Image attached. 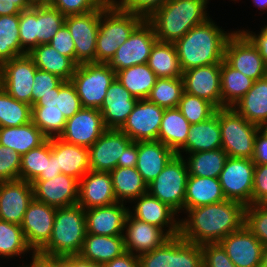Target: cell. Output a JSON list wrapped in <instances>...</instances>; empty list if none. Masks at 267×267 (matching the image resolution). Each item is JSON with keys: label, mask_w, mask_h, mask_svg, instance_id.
Here are the masks:
<instances>
[{"label": "cell", "mask_w": 267, "mask_h": 267, "mask_svg": "<svg viewBox=\"0 0 267 267\" xmlns=\"http://www.w3.org/2000/svg\"><path fill=\"white\" fill-rule=\"evenodd\" d=\"M245 208L241 202L226 199L188 209L187 218L180 220L179 235L185 241L198 245L219 243L244 226Z\"/></svg>", "instance_id": "obj_1"}, {"label": "cell", "mask_w": 267, "mask_h": 267, "mask_svg": "<svg viewBox=\"0 0 267 267\" xmlns=\"http://www.w3.org/2000/svg\"><path fill=\"white\" fill-rule=\"evenodd\" d=\"M211 19L194 26L174 42L183 72L200 66L221 63L224 60L225 46L233 32L226 33Z\"/></svg>", "instance_id": "obj_2"}, {"label": "cell", "mask_w": 267, "mask_h": 267, "mask_svg": "<svg viewBox=\"0 0 267 267\" xmlns=\"http://www.w3.org/2000/svg\"><path fill=\"white\" fill-rule=\"evenodd\" d=\"M208 0H169L148 19L159 41L174 43L191 28L207 21Z\"/></svg>", "instance_id": "obj_3"}, {"label": "cell", "mask_w": 267, "mask_h": 267, "mask_svg": "<svg viewBox=\"0 0 267 267\" xmlns=\"http://www.w3.org/2000/svg\"><path fill=\"white\" fill-rule=\"evenodd\" d=\"M86 234L85 210L79 204L56 208L51 237L36 256H78Z\"/></svg>", "instance_id": "obj_4"}, {"label": "cell", "mask_w": 267, "mask_h": 267, "mask_svg": "<svg viewBox=\"0 0 267 267\" xmlns=\"http://www.w3.org/2000/svg\"><path fill=\"white\" fill-rule=\"evenodd\" d=\"M145 19L120 8L113 0L102 5L97 32L95 62L107 63L119 46Z\"/></svg>", "instance_id": "obj_5"}, {"label": "cell", "mask_w": 267, "mask_h": 267, "mask_svg": "<svg viewBox=\"0 0 267 267\" xmlns=\"http://www.w3.org/2000/svg\"><path fill=\"white\" fill-rule=\"evenodd\" d=\"M66 16L47 6H33L19 14V39L21 48L28 54L39 44H47L65 24Z\"/></svg>", "instance_id": "obj_6"}, {"label": "cell", "mask_w": 267, "mask_h": 267, "mask_svg": "<svg viewBox=\"0 0 267 267\" xmlns=\"http://www.w3.org/2000/svg\"><path fill=\"white\" fill-rule=\"evenodd\" d=\"M221 148L228 157L252 159L259 126L245 120L234 108H219Z\"/></svg>", "instance_id": "obj_7"}, {"label": "cell", "mask_w": 267, "mask_h": 267, "mask_svg": "<svg viewBox=\"0 0 267 267\" xmlns=\"http://www.w3.org/2000/svg\"><path fill=\"white\" fill-rule=\"evenodd\" d=\"M115 78L116 72L107 63L91 62L77 65L71 82L83 108L100 109Z\"/></svg>", "instance_id": "obj_8"}, {"label": "cell", "mask_w": 267, "mask_h": 267, "mask_svg": "<svg viewBox=\"0 0 267 267\" xmlns=\"http://www.w3.org/2000/svg\"><path fill=\"white\" fill-rule=\"evenodd\" d=\"M138 257L140 267H203L201 245L187 242L180 235Z\"/></svg>", "instance_id": "obj_9"}, {"label": "cell", "mask_w": 267, "mask_h": 267, "mask_svg": "<svg viewBox=\"0 0 267 267\" xmlns=\"http://www.w3.org/2000/svg\"><path fill=\"white\" fill-rule=\"evenodd\" d=\"M189 173L183 156L175 155L148 185V193L168 204L177 213L183 210ZM181 210V211H180Z\"/></svg>", "instance_id": "obj_10"}, {"label": "cell", "mask_w": 267, "mask_h": 267, "mask_svg": "<svg viewBox=\"0 0 267 267\" xmlns=\"http://www.w3.org/2000/svg\"><path fill=\"white\" fill-rule=\"evenodd\" d=\"M224 60L254 81L267 76V64L257 47L241 31H233L225 46Z\"/></svg>", "instance_id": "obj_11"}, {"label": "cell", "mask_w": 267, "mask_h": 267, "mask_svg": "<svg viewBox=\"0 0 267 267\" xmlns=\"http://www.w3.org/2000/svg\"><path fill=\"white\" fill-rule=\"evenodd\" d=\"M255 164L249 158L228 157L218 179L225 198L252 204L253 178Z\"/></svg>", "instance_id": "obj_12"}, {"label": "cell", "mask_w": 267, "mask_h": 267, "mask_svg": "<svg viewBox=\"0 0 267 267\" xmlns=\"http://www.w3.org/2000/svg\"><path fill=\"white\" fill-rule=\"evenodd\" d=\"M37 69L28 54L8 60L0 65V87L17 101L32 106L33 83Z\"/></svg>", "instance_id": "obj_13"}, {"label": "cell", "mask_w": 267, "mask_h": 267, "mask_svg": "<svg viewBox=\"0 0 267 267\" xmlns=\"http://www.w3.org/2000/svg\"><path fill=\"white\" fill-rule=\"evenodd\" d=\"M157 40L153 26L144 20L130 37L117 48L115 55L108 60V66L117 72L131 66L147 63L152 47Z\"/></svg>", "instance_id": "obj_14"}, {"label": "cell", "mask_w": 267, "mask_h": 267, "mask_svg": "<svg viewBox=\"0 0 267 267\" xmlns=\"http://www.w3.org/2000/svg\"><path fill=\"white\" fill-rule=\"evenodd\" d=\"M101 13L102 6L85 14L68 15L65 18V25L75 44L76 65L95 62Z\"/></svg>", "instance_id": "obj_15"}, {"label": "cell", "mask_w": 267, "mask_h": 267, "mask_svg": "<svg viewBox=\"0 0 267 267\" xmlns=\"http://www.w3.org/2000/svg\"><path fill=\"white\" fill-rule=\"evenodd\" d=\"M132 140L120 129H107L100 138L89 147L90 170L111 172L122 167V155Z\"/></svg>", "instance_id": "obj_16"}, {"label": "cell", "mask_w": 267, "mask_h": 267, "mask_svg": "<svg viewBox=\"0 0 267 267\" xmlns=\"http://www.w3.org/2000/svg\"><path fill=\"white\" fill-rule=\"evenodd\" d=\"M56 208L35 198L25 211L21 224L27 244L32 249V259L48 243L53 229Z\"/></svg>", "instance_id": "obj_17"}, {"label": "cell", "mask_w": 267, "mask_h": 267, "mask_svg": "<svg viewBox=\"0 0 267 267\" xmlns=\"http://www.w3.org/2000/svg\"><path fill=\"white\" fill-rule=\"evenodd\" d=\"M164 111L148 99L138 100L120 130L132 141H158Z\"/></svg>", "instance_id": "obj_18"}, {"label": "cell", "mask_w": 267, "mask_h": 267, "mask_svg": "<svg viewBox=\"0 0 267 267\" xmlns=\"http://www.w3.org/2000/svg\"><path fill=\"white\" fill-rule=\"evenodd\" d=\"M106 130L99 109L82 108L73 117L67 119L64 131L59 138L67 143L89 148Z\"/></svg>", "instance_id": "obj_19"}, {"label": "cell", "mask_w": 267, "mask_h": 267, "mask_svg": "<svg viewBox=\"0 0 267 267\" xmlns=\"http://www.w3.org/2000/svg\"><path fill=\"white\" fill-rule=\"evenodd\" d=\"M221 63L200 66L182 73L184 92L206 99L221 108Z\"/></svg>", "instance_id": "obj_20"}, {"label": "cell", "mask_w": 267, "mask_h": 267, "mask_svg": "<svg viewBox=\"0 0 267 267\" xmlns=\"http://www.w3.org/2000/svg\"><path fill=\"white\" fill-rule=\"evenodd\" d=\"M219 243L236 267H261L264 245L245 225Z\"/></svg>", "instance_id": "obj_21"}, {"label": "cell", "mask_w": 267, "mask_h": 267, "mask_svg": "<svg viewBox=\"0 0 267 267\" xmlns=\"http://www.w3.org/2000/svg\"><path fill=\"white\" fill-rule=\"evenodd\" d=\"M33 199L31 182L20 179L0 182V220L21 225Z\"/></svg>", "instance_id": "obj_22"}, {"label": "cell", "mask_w": 267, "mask_h": 267, "mask_svg": "<svg viewBox=\"0 0 267 267\" xmlns=\"http://www.w3.org/2000/svg\"><path fill=\"white\" fill-rule=\"evenodd\" d=\"M124 230H126L123 234L125 249L137 256L162 246L171 238L162 228L140 221L129 213Z\"/></svg>", "instance_id": "obj_23"}, {"label": "cell", "mask_w": 267, "mask_h": 267, "mask_svg": "<svg viewBox=\"0 0 267 267\" xmlns=\"http://www.w3.org/2000/svg\"><path fill=\"white\" fill-rule=\"evenodd\" d=\"M34 198L55 208L77 204L79 181L71 176L59 174L56 178L45 181H33Z\"/></svg>", "instance_id": "obj_24"}, {"label": "cell", "mask_w": 267, "mask_h": 267, "mask_svg": "<svg viewBox=\"0 0 267 267\" xmlns=\"http://www.w3.org/2000/svg\"><path fill=\"white\" fill-rule=\"evenodd\" d=\"M136 205L129 214L134 218L162 228L170 237L178 236L180 233V220L175 219L178 214L168 204L161 202L148 192L133 200ZM134 212V213H133ZM166 226V227H165ZM168 227V230L166 229ZM165 228V229H164Z\"/></svg>", "instance_id": "obj_25"}, {"label": "cell", "mask_w": 267, "mask_h": 267, "mask_svg": "<svg viewBox=\"0 0 267 267\" xmlns=\"http://www.w3.org/2000/svg\"><path fill=\"white\" fill-rule=\"evenodd\" d=\"M118 202L110 172L89 170L79 181L78 202L84 210Z\"/></svg>", "instance_id": "obj_26"}, {"label": "cell", "mask_w": 267, "mask_h": 267, "mask_svg": "<svg viewBox=\"0 0 267 267\" xmlns=\"http://www.w3.org/2000/svg\"><path fill=\"white\" fill-rule=\"evenodd\" d=\"M128 213L129 208L121 202L85 210L87 234L123 236Z\"/></svg>", "instance_id": "obj_27"}, {"label": "cell", "mask_w": 267, "mask_h": 267, "mask_svg": "<svg viewBox=\"0 0 267 267\" xmlns=\"http://www.w3.org/2000/svg\"><path fill=\"white\" fill-rule=\"evenodd\" d=\"M138 99L135 98L117 78L107 89L106 97L99 111L107 129H120L133 111Z\"/></svg>", "instance_id": "obj_28"}, {"label": "cell", "mask_w": 267, "mask_h": 267, "mask_svg": "<svg viewBox=\"0 0 267 267\" xmlns=\"http://www.w3.org/2000/svg\"><path fill=\"white\" fill-rule=\"evenodd\" d=\"M176 153L160 141H138L136 169L149 185Z\"/></svg>", "instance_id": "obj_29"}, {"label": "cell", "mask_w": 267, "mask_h": 267, "mask_svg": "<svg viewBox=\"0 0 267 267\" xmlns=\"http://www.w3.org/2000/svg\"><path fill=\"white\" fill-rule=\"evenodd\" d=\"M221 144L219 109H217L208 120L190 126L186 143L176 152V155L183 156L182 151L191 154L215 150L221 148Z\"/></svg>", "instance_id": "obj_30"}, {"label": "cell", "mask_w": 267, "mask_h": 267, "mask_svg": "<svg viewBox=\"0 0 267 267\" xmlns=\"http://www.w3.org/2000/svg\"><path fill=\"white\" fill-rule=\"evenodd\" d=\"M55 160L58 171L78 181L90 170L89 148L70 144L55 137Z\"/></svg>", "instance_id": "obj_31"}, {"label": "cell", "mask_w": 267, "mask_h": 267, "mask_svg": "<svg viewBox=\"0 0 267 267\" xmlns=\"http://www.w3.org/2000/svg\"><path fill=\"white\" fill-rule=\"evenodd\" d=\"M126 252L124 236L86 234L79 257L104 265Z\"/></svg>", "instance_id": "obj_32"}, {"label": "cell", "mask_w": 267, "mask_h": 267, "mask_svg": "<svg viewBox=\"0 0 267 267\" xmlns=\"http://www.w3.org/2000/svg\"><path fill=\"white\" fill-rule=\"evenodd\" d=\"M226 200L218 178L188 176L184 211Z\"/></svg>", "instance_id": "obj_33"}, {"label": "cell", "mask_w": 267, "mask_h": 267, "mask_svg": "<svg viewBox=\"0 0 267 267\" xmlns=\"http://www.w3.org/2000/svg\"><path fill=\"white\" fill-rule=\"evenodd\" d=\"M28 55L38 69L55 74L64 81H71L77 65L69 57L60 54L49 43L39 44Z\"/></svg>", "instance_id": "obj_34"}, {"label": "cell", "mask_w": 267, "mask_h": 267, "mask_svg": "<svg viewBox=\"0 0 267 267\" xmlns=\"http://www.w3.org/2000/svg\"><path fill=\"white\" fill-rule=\"evenodd\" d=\"M245 120L260 126L267 120V76L254 81L251 89L233 106Z\"/></svg>", "instance_id": "obj_35"}, {"label": "cell", "mask_w": 267, "mask_h": 267, "mask_svg": "<svg viewBox=\"0 0 267 267\" xmlns=\"http://www.w3.org/2000/svg\"><path fill=\"white\" fill-rule=\"evenodd\" d=\"M47 139L32 121L19 127H0V145L16 151L21 156L39 147Z\"/></svg>", "instance_id": "obj_36"}, {"label": "cell", "mask_w": 267, "mask_h": 267, "mask_svg": "<svg viewBox=\"0 0 267 267\" xmlns=\"http://www.w3.org/2000/svg\"><path fill=\"white\" fill-rule=\"evenodd\" d=\"M220 84L221 108L233 107L251 89L254 80L223 60L221 62Z\"/></svg>", "instance_id": "obj_37"}, {"label": "cell", "mask_w": 267, "mask_h": 267, "mask_svg": "<svg viewBox=\"0 0 267 267\" xmlns=\"http://www.w3.org/2000/svg\"><path fill=\"white\" fill-rule=\"evenodd\" d=\"M191 124L178 108L165 109L159 128L158 141L175 153L186 143Z\"/></svg>", "instance_id": "obj_38"}, {"label": "cell", "mask_w": 267, "mask_h": 267, "mask_svg": "<svg viewBox=\"0 0 267 267\" xmlns=\"http://www.w3.org/2000/svg\"><path fill=\"white\" fill-rule=\"evenodd\" d=\"M113 190L118 202L127 203L147 193L148 185L136 167H116L111 172ZM125 200V201H124Z\"/></svg>", "instance_id": "obj_39"}, {"label": "cell", "mask_w": 267, "mask_h": 267, "mask_svg": "<svg viewBox=\"0 0 267 267\" xmlns=\"http://www.w3.org/2000/svg\"><path fill=\"white\" fill-rule=\"evenodd\" d=\"M147 65L157 78L182 77L178 55L174 43L157 40L152 47Z\"/></svg>", "instance_id": "obj_40"}, {"label": "cell", "mask_w": 267, "mask_h": 267, "mask_svg": "<svg viewBox=\"0 0 267 267\" xmlns=\"http://www.w3.org/2000/svg\"><path fill=\"white\" fill-rule=\"evenodd\" d=\"M116 78L138 100L147 99L157 79L147 63L117 71Z\"/></svg>", "instance_id": "obj_41"}, {"label": "cell", "mask_w": 267, "mask_h": 267, "mask_svg": "<svg viewBox=\"0 0 267 267\" xmlns=\"http://www.w3.org/2000/svg\"><path fill=\"white\" fill-rule=\"evenodd\" d=\"M227 158V153L222 148H218L210 151L191 153L188 159L184 158V160L189 176L218 178Z\"/></svg>", "instance_id": "obj_42"}, {"label": "cell", "mask_w": 267, "mask_h": 267, "mask_svg": "<svg viewBox=\"0 0 267 267\" xmlns=\"http://www.w3.org/2000/svg\"><path fill=\"white\" fill-rule=\"evenodd\" d=\"M25 54L19 39V14L0 16V65Z\"/></svg>", "instance_id": "obj_43"}, {"label": "cell", "mask_w": 267, "mask_h": 267, "mask_svg": "<svg viewBox=\"0 0 267 267\" xmlns=\"http://www.w3.org/2000/svg\"><path fill=\"white\" fill-rule=\"evenodd\" d=\"M32 106L17 101L0 87V127H19L31 121Z\"/></svg>", "instance_id": "obj_44"}, {"label": "cell", "mask_w": 267, "mask_h": 267, "mask_svg": "<svg viewBox=\"0 0 267 267\" xmlns=\"http://www.w3.org/2000/svg\"><path fill=\"white\" fill-rule=\"evenodd\" d=\"M184 92L182 77L157 78L147 99L165 109L178 108Z\"/></svg>", "instance_id": "obj_45"}, {"label": "cell", "mask_w": 267, "mask_h": 267, "mask_svg": "<svg viewBox=\"0 0 267 267\" xmlns=\"http://www.w3.org/2000/svg\"><path fill=\"white\" fill-rule=\"evenodd\" d=\"M50 159V139L39 147L22 155L20 180L33 182L38 176H46L47 161Z\"/></svg>", "instance_id": "obj_46"}, {"label": "cell", "mask_w": 267, "mask_h": 267, "mask_svg": "<svg viewBox=\"0 0 267 267\" xmlns=\"http://www.w3.org/2000/svg\"><path fill=\"white\" fill-rule=\"evenodd\" d=\"M32 251L27 244L21 225L0 220V256L12 258Z\"/></svg>", "instance_id": "obj_47"}, {"label": "cell", "mask_w": 267, "mask_h": 267, "mask_svg": "<svg viewBox=\"0 0 267 267\" xmlns=\"http://www.w3.org/2000/svg\"><path fill=\"white\" fill-rule=\"evenodd\" d=\"M178 109L185 119L192 125L208 120L217 108L206 99L183 92Z\"/></svg>", "instance_id": "obj_48"}, {"label": "cell", "mask_w": 267, "mask_h": 267, "mask_svg": "<svg viewBox=\"0 0 267 267\" xmlns=\"http://www.w3.org/2000/svg\"><path fill=\"white\" fill-rule=\"evenodd\" d=\"M31 121L50 139L63 133L67 119L61 111L32 110Z\"/></svg>", "instance_id": "obj_49"}, {"label": "cell", "mask_w": 267, "mask_h": 267, "mask_svg": "<svg viewBox=\"0 0 267 267\" xmlns=\"http://www.w3.org/2000/svg\"><path fill=\"white\" fill-rule=\"evenodd\" d=\"M244 225L264 245L267 246V205L250 204L245 208Z\"/></svg>", "instance_id": "obj_50"}, {"label": "cell", "mask_w": 267, "mask_h": 267, "mask_svg": "<svg viewBox=\"0 0 267 267\" xmlns=\"http://www.w3.org/2000/svg\"><path fill=\"white\" fill-rule=\"evenodd\" d=\"M21 158L16 151L0 145V182L20 179Z\"/></svg>", "instance_id": "obj_51"}, {"label": "cell", "mask_w": 267, "mask_h": 267, "mask_svg": "<svg viewBox=\"0 0 267 267\" xmlns=\"http://www.w3.org/2000/svg\"><path fill=\"white\" fill-rule=\"evenodd\" d=\"M59 111L66 119L73 117L81 110V100L77 94L76 88L71 81H62L59 84Z\"/></svg>", "instance_id": "obj_52"}, {"label": "cell", "mask_w": 267, "mask_h": 267, "mask_svg": "<svg viewBox=\"0 0 267 267\" xmlns=\"http://www.w3.org/2000/svg\"><path fill=\"white\" fill-rule=\"evenodd\" d=\"M63 81L59 76L37 69L34 76L32 106L44 95L59 92V84Z\"/></svg>", "instance_id": "obj_53"}, {"label": "cell", "mask_w": 267, "mask_h": 267, "mask_svg": "<svg viewBox=\"0 0 267 267\" xmlns=\"http://www.w3.org/2000/svg\"><path fill=\"white\" fill-rule=\"evenodd\" d=\"M107 0H54L52 7L63 15L85 14L100 8Z\"/></svg>", "instance_id": "obj_54"}, {"label": "cell", "mask_w": 267, "mask_h": 267, "mask_svg": "<svg viewBox=\"0 0 267 267\" xmlns=\"http://www.w3.org/2000/svg\"><path fill=\"white\" fill-rule=\"evenodd\" d=\"M203 267H236L220 243L201 245Z\"/></svg>", "instance_id": "obj_55"}, {"label": "cell", "mask_w": 267, "mask_h": 267, "mask_svg": "<svg viewBox=\"0 0 267 267\" xmlns=\"http://www.w3.org/2000/svg\"><path fill=\"white\" fill-rule=\"evenodd\" d=\"M120 8L135 13L145 20L169 0H113Z\"/></svg>", "instance_id": "obj_56"}, {"label": "cell", "mask_w": 267, "mask_h": 267, "mask_svg": "<svg viewBox=\"0 0 267 267\" xmlns=\"http://www.w3.org/2000/svg\"><path fill=\"white\" fill-rule=\"evenodd\" d=\"M267 203V164L255 165L252 204Z\"/></svg>", "instance_id": "obj_57"}, {"label": "cell", "mask_w": 267, "mask_h": 267, "mask_svg": "<svg viewBox=\"0 0 267 267\" xmlns=\"http://www.w3.org/2000/svg\"><path fill=\"white\" fill-rule=\"evenodd\" d=\"M49 44L60 54L69 57L75 63V44L65 24L57 31Z\"/></svg>", "instance_id": "obj_58"}, {"label": "cell", "mask_w": 267, "mask_h": 267, "mask_svg": "<svg viewBox=\"0 0 267 267\" xmlns=\"http://www.w3.org/2000/svg\"><path fill=\"white\" fill-rule=\"evenodd\" d=\"M252 161L255 165L267 164V136L260 130L255 137Z\"/></svg>", "instance_id": "obj_59"}, {"label": "cell", "mask_w": 267, "mask_h": 267, "mask_svg": "<svg viewBox=\"0 0 267 267\" xmlns=\"http://www.w3.org/2000/svg\"><path fill=\"white\" fill-rule=\"evenodd\" d=\"M257 47L260 55L263 57L265 63L267 64V25L261 28L259 34H253L252 31L241 30ZM251 32V33H250Z\"/></svg>", "instance_id": "obj_60"}, {"label": "cell", "mask_w": 267, "mask_h": 267, "mask_svg": "<svg viewBox=\"0 0 267 267\" xmlns=\"http://www.w3.org/2000/svg\"><path fill=\"white\" fill-rule=\"evenodd\" d=\"M61 174L60 171H58L56 160H55V137L50 138V159L47 161L46 166V176H38L34 181H45V180H51L56 178Z\"/></svg>", "instance_id": "obj_61"}, {"label": "cell", "mask_w": 267, "mask_h": 267, "mask_svg": "<svg viewBox=\"0 0 267 267\" xmlns=\"http://www.w3.org/2000/svg\"><path fill=\"white\" fill-rule=\"evenodd\" d=\"M103 267H140L139 257L126 251L112 261L105 263Z\"/></svg>", "instance_id": "obj_62"}, {"label": "cell", "mask_w": 267, "mask_h": 267, "mask_svg": "<svg viewBox=\"0 0 267 267\" xmlns=\"http://www.w3.org/2000/svg\"><path fill=\"white\" fill-rule=\"evenodd\" d=\"M59 92H51L44 95L33 106L32 110H53L59 111Z\"/></svg>", "instance_id": "obj_63"}, {"label": "cell", "mask_w": 267, "mask_h": 267, "mask_svg": "<svg viewBox=\"0 0 267 267\" xmlns=\"http://www.w3.org/2000/svg\"><path fill=\"white\" fill-rule=\"evenodd\" d=\"M138 160V141H132L122 155V167H136Z\"/></svg>", "instance_id": "obj_64"}, {"label": "cell", "mask_w": 267, "mask_h": 267, "mask_svg": "<svg viewBox=\"0 0 267 267\" xmlns=\"http://www.w3.org/2000/svg\"><path fill=\"white\" fill-rule=\"evenodd\" d=\"M39 258H41L49 267H75V256Z\"/></svg>", "instance_id": "obj_65"}, {"label": "cell", "mask_w": 267, "mask_h": 267, "mask_svg": "<svg viewBox=\"0 0 267 267\" xmlns=\"http://www.w3.org/2000/svg\"><path fill=\"white\" fill-rule=\"evenodd\" d=\"M21 10L11 0H0V16L20 14Z\"/></svg>", "instance_id": "obj_66"}, {"label": "cell", "mask_w": 267, "mask_h": 267, "mask_svg": "<svg viewBox=\"0 0 267 267\" xmlns=\"http://www.w3.org/2000/svg\"><path fill=\"white\" fill-rule=\"evenodd\" d=\"M75 267H103V265L93 263L91 261H86L81 259L79 256H75Z\"/></svg>", "instance_id": "obj_67"}, {"label": "cell", "mask_w": 267, "mask_h": 267, "mask_svg": "<svg viewBox=\"0 0 267 267\" xmlns=\"http://www.w3.org/2000/svg\"><path fill=\"white\" fill-rule=\"evenodd\" d=\"M11 1L21 11L33 7L31 4V0H11Z\"/></svg>", "instance_id": "obj_68"}, {"label": "cell", "mask_w": 267, "mask_h": 267, "mask_svg": "<svg viewBox=\"0 0 267 267\" xmlns=\"http://www.w3.org/2000/svg\"><path fill=\"white\" fill-rule=\"evenodd\" d=\"M26 267H49L41 258L35 257L30 262V265H26Z\"/></svg>", "instance_id": "obj_69"}, {"label": "cell", "mask_w": 267, "mask_h": 267, "mask_svg": "<svg viewBox=\"0 0 267 267\" xmlns=\"http://www.w3.org/2000/svg\"><path fill=\"white\" fill-rule=\"evenodd\" d=\"M54 0H31L32 6H47L52 5Z\"/></svg>", "instance_id": "obj_70"}, {"label": "cell", "mask_w": 267, "mask_h": 267, "mask_svg": "<svg viewBox=\"0 0 267 267\" xmlns=\"http://www.w3.org/2000/svg\"><path fill=\"white\" fill-rule=\"evenodd\" d=\"M254 5L258 7L261 11L267 10V0H252Z\"/></svg>", "instance_id": "obj_71"}, {"label": "cell", "mask_w": 267, "mask_h": 267, "mask_svg": "<svg viewBox=\"0 0 267 267\" xmlns=\"http://www.w3.org/2000/svg\"><path fill=\"white\" fill-rule=\"evenodd\" d=\"M261 267H267V246L263 249Z\"/></svg>", "instance_id": "obj_72"}, {"label": "cell", "mask_w": 267, "mask_h": 267, "mask_svg": "<svg viewBox=\"0 0 267 267\" xmlns=\"http://www.w3.org/2000/svg\"><path fill=\"white\" fill-rule=\"evenodd\" d=\"M259 129L267 136V120L259 126Z\"/></svg>", "instance_id": "obj_73"}]
</instances>
